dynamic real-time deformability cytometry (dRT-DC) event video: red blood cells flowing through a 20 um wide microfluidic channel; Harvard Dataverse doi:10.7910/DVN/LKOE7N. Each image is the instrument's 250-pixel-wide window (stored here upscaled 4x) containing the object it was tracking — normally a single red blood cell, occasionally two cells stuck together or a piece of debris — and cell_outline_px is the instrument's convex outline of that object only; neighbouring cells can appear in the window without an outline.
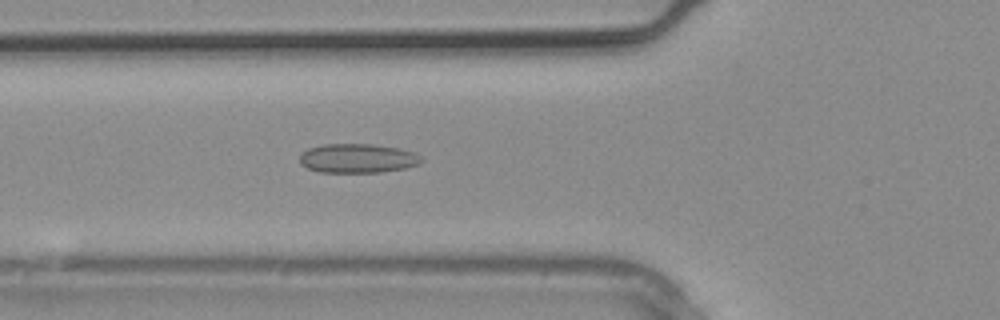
{"species": "common noctule bat (a hibernating species)", "species_latin": "Nyctalus noctula", "temperature_condition": "warm", "stored_images_in_passage": 12, "camera_frame_rate_fps": 3000, "um_per_image_px": 0.085, "animal": {"sex": "male", "body_mass_g": 20.4}, "frame": {"image": 1, "passage_image": 3, "time_ms": 0.667, "image_size_px": [1000, 320], "cell_outline_px": [[424, 160], [420, 164], [404, 168], [380, 172], [320, 172], [308, 168], [300, 164], [300, 156], [308, 148], [324, 144], [372, 144], [400, 148], [416, 152]], "centroid_in_image_um": [30.43, 13.45], "position_along_channel_um": 95.4, "area_um2": 20.75}}